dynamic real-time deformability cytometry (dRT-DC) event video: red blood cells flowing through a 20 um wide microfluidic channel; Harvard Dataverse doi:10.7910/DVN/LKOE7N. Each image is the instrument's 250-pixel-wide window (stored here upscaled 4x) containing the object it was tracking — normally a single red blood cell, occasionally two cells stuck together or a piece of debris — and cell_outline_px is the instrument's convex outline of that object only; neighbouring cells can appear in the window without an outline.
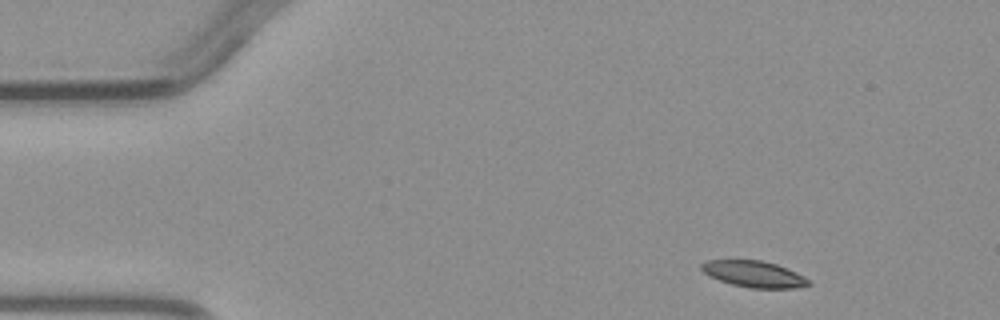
{"species": "common noctule bat (a hibernating species)", "species_latin": "Nyctalus noctula", "temperature_condition": "warm", "stored_images_in_passage": 3, "camera_frame_rate_fps": 3000, "um_per_image_px": 0.085, "animal": {"sex": "male", "body_mass_g": 23.1, "forearm_length_mm": 52.7}, "frame": {"image": 1, "passage_image": 1, "time_ms": 0.0, "image_size_px": [1000, 320], "cell_outline_px": [[812, 284], [792, 288], [748, 288], [732, 284], [720, 280], [704, 272], [700, 268], [700, 264], [704, 260], [760, 260], [776, 264], [796, 272], [812, 280]], "centroid_in_image_um": [64.1, 23.29], "position_along_channel_um": 20.9, "area_um2": 16.42}}